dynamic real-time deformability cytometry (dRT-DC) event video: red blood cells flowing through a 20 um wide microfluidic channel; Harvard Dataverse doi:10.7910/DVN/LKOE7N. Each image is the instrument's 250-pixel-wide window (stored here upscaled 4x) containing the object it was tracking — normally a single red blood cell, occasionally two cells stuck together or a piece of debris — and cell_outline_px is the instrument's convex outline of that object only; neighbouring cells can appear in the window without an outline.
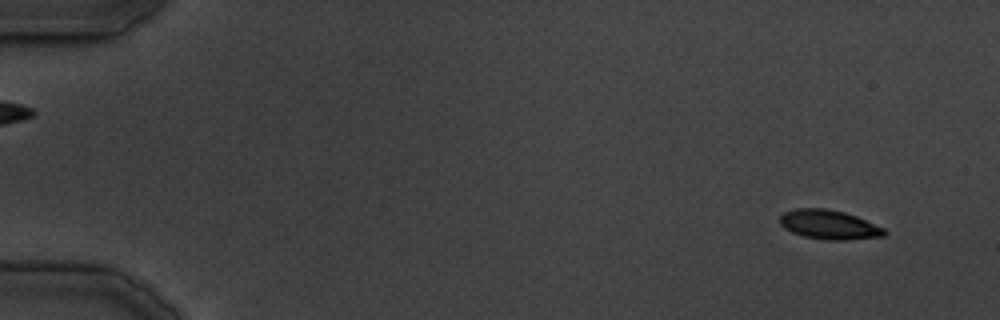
{"species": "common noctule bat (a hibernating species)", "species_latin": "Nyctalus noctula", "temperature_condition": "cold", "stored_images_in_passage": 38, "segment_of_instrument_passage": [1, 2], "camera_frame_rate_fps": 3000, "um_per_image_px": 0.085, "animal": {"sex": "male", "body_mass_g": 19.5, "forearm_length_mm": 54.6}, "frame": {"image": 1, "passage_image": 2, "time_ms": 1.333, "image_size_px": [1000, 320], "cell_outline_px": [[888, 232], [884, 236], [844, 240], [824, 240], [804, 236], [792, 232], [784, 228], [780, 224], [780, 216], [784, 212], [796, 208], [824, 208], [844, 212], [856, 216], [884, 228]], "centroid_in_image_um": [70.46, 19.1], "position_along_channel_um": 14.5, "area_um2": 17.8}}
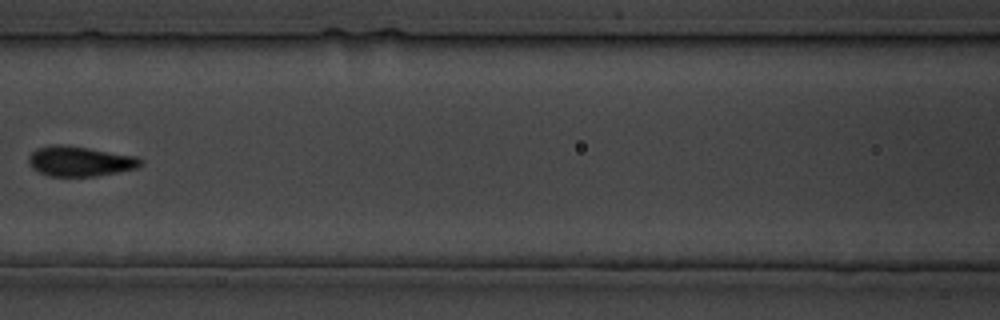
{"frame": {"image": 2, "passage_image": 16, "time_ms": 20.0, "image_size_px": [1000, 320], "cell_outline_px": [[144, 164], [136, 168], [116, 172], [92, 176], [48, 176], [32, 168], [28, 160], [28, 156], [36, 148], [52, 144], [64, 144], [136, 156], [144, 160]], "centroid_in_image_um": [6.78, 13.69], "position_along_channel_um": 159.8, "area_um2": 19.59}}
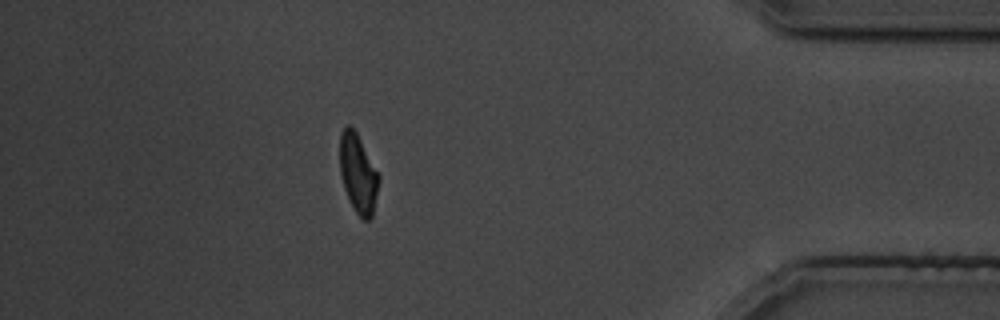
{"frame": {"image": 3, "passage_image": 33, "time_ms": 39.333, "image_size_px": [1000, 320], "cell_outline_px": [[380, 180], [372, 216], [368, 220], [364, 220], [356, 212], [344, 188], [340, 172], [340, 132], [348, 124], [356, 132], [380, 176]], "centroid_in_image_um": [30.44, 14.74], "position_along_channel_um": 404.8, "area_um2": 17.63}}